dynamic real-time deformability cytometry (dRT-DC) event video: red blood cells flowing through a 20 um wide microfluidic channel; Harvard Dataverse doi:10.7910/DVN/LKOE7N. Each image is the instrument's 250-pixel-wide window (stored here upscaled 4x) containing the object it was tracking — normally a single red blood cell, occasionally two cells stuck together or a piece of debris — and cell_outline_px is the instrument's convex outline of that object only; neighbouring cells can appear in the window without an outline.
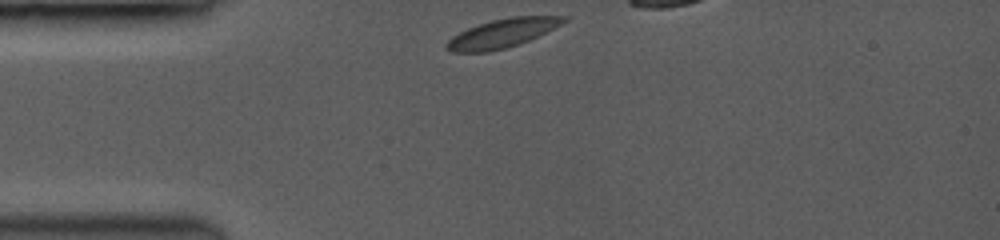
{"species": "common noctule bat (a hibernating species)", "species_latin": "Nyctalus noctula", "temperature_condition": "room temperature", "stored_images_in_passage": 20, "camera_frame_rate_fps": 3500, "um_per_image_px": 0.085, "animal": {"sex": "female", "body_mass_g": 19.0, "forearm_length_mm": 53.3}, "frame": {"image": 1, "passage_image": 1, "time_ms": 0.0, "image_size_px": [1000, 240], "cell_outline_px": [[572, 16], [568, 20], [528, 40], [504, 48], [488, 52], [452, 52], [444, 48], [444, 44], [452, 36], [468, 28], [492, 20], [512, 16]], "centroid_in_image_um": [42.65, 2.82], "position_along_channel_um": 42.4, "area_um2": 19.31}}
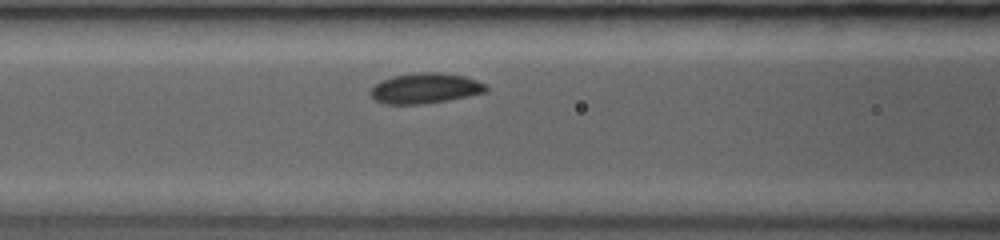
{"frame": {"image": 2, "passage_image": 11, "time_ms": 2.857, "image_size_px": [1000, 240], "cell_outline_px": [[488, 88], [484, 92], [448, 100], [420, 104], [388, 104], [376, 100], [372, 96], [372, 88], [380, 80], [392, 76], [416, 72], [440, 72], [464, 76], [476, 80], [484, 84]], "centroid_in_image_um": [36.13, 7.49], "position_along_channel_um": 130.5, "area_um2": 20.17}}
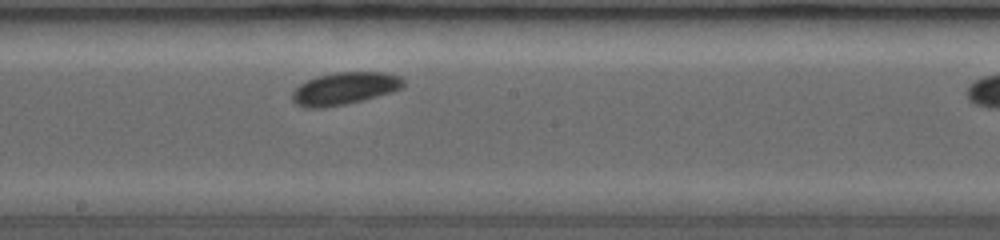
{"frame": {"image": 3, "passage_image": 19, "time_ms": 5.143, "image_size_px": [1000, 240], "cell_outline_px": [[404, 84], [400, 88], [388, 92], [360, 100], [344, 104], [320, 108], [316, 108], [300, 104], [292, 100], [292, 92], [300, 84], [316, 76], [336, 72], [384, 72], [400, 76], [404, 80]], "centroid_in_image_um": [29.28, 7.49], "position_along_channel_um": 218.9, "area_um2": 20.35}}